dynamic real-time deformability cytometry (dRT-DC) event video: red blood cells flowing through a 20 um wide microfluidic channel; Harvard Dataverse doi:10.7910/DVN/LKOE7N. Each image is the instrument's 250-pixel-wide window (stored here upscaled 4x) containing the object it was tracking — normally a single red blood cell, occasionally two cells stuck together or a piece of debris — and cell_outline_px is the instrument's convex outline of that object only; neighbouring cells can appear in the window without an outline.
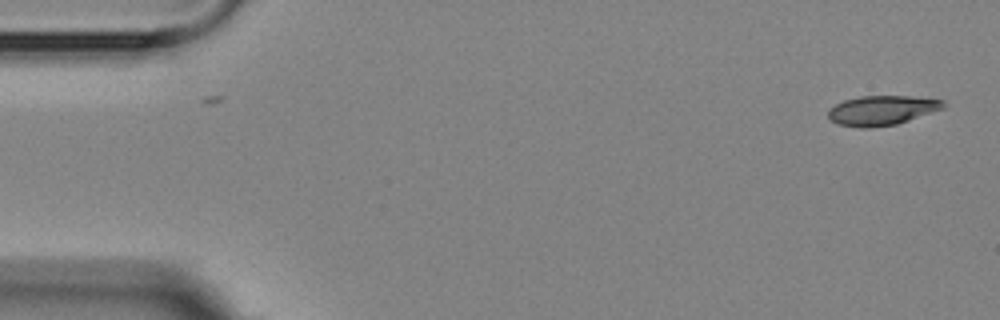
{"species": "Egyptian fruit bat (a non-hibernating species)", "species_latin": "Rousettus aegyptiacus", "temperature_condition": "room temperature", "stored_images_in_passage": 5, "camera_frame_rate_fps": 3000, "um_per_image_px": 0.085, "animal": {"sex": "female"}, "frame": {"image": 1, "passage_image": 1, "time_ms": 0.0, "image_size_px": [1000, 320], "cell_outline_px": [[944, 108], [896, 124], [868, 128], [860, 128], [836, 124], [828, 116], [828, 108], [844, 100], [860, 96], [908, 96], [944, 100]], "centroid_in_image_um": [74.91, 9.38], "position_along_channel_um": 10.1, "area_um2": 19.77}}
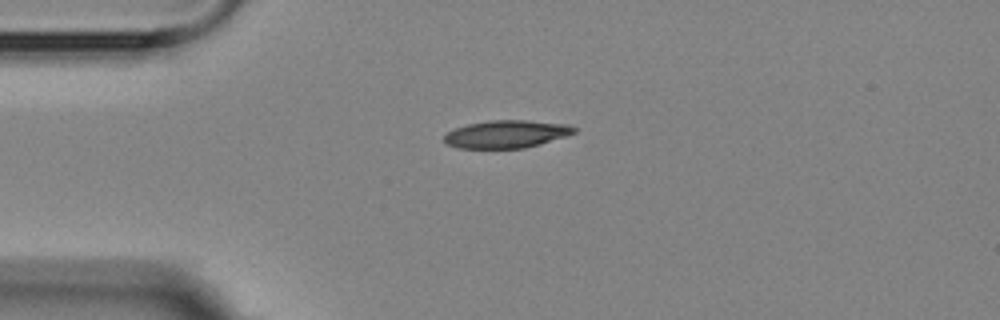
{"frame": {"image": 2, "passage_image": 4, "time_ms": 3.667, "image_size_px": [1000, 320], "cell_outline_px": [[576, 132], [564, 136], [524, 148], [460, 148], [448, 144], [444, 140], [444, 136], [448, 132], [456, 128], [468, 124], [488, 120], [524, 120], [568, 124], [576, 128]], "centroid_in_image_um": [43.03, 11.39], "position_along_channel_um": 42.0, "area_um2": 20.63}}